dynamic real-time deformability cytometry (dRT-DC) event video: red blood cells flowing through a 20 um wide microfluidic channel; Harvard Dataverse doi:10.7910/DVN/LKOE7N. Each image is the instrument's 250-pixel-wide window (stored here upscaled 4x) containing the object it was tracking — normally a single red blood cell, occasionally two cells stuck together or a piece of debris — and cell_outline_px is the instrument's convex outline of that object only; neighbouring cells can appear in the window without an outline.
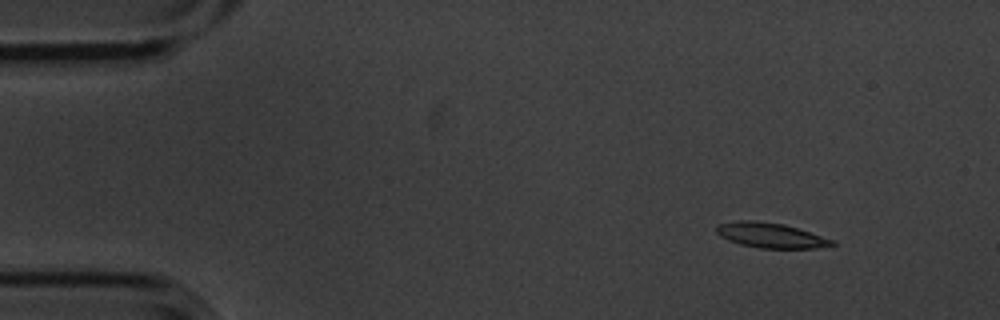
{"species": "common noctule bat (a hibernating species)", "species_latin": "Nyctalus noctula", "temperature_condition": "cold", "stored_images_in_passage": 3, "camera_frame_rate_fps": 3000, "um_per_image_px": 0.085, "animal": {"sex": "male", "body_mass_g": 20.1, "forearm_length_mm": 53.5}, "frame": {"image": 1, "passage_image": 1, "time_ms": 0.0, "image_size_px": [1000, 320], "cell_outline_px": [[836, 244], [816, 248], [760, 248], [740, 244], [728, 240], [720, 236], [716, 232], [716, 224], [740, 220], [756, 220], [784, 224], [836, 240]], "centroid_in_image_um": [65.5, 19.99], "position_along_channel_um": 19.5, "area_um2": 16.94}}
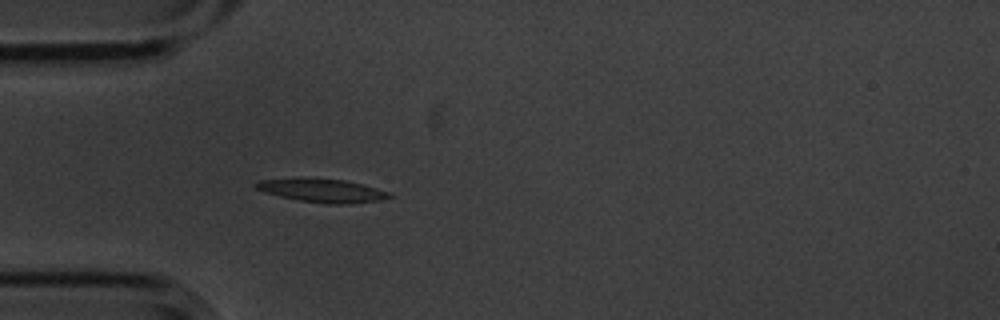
{"frame": {"image": 2, "passage_image": 3, "time_ms": 0.667, "image_size_px": [1000, 320], "cell_outline_px": [[392, 196], [380, 200], [348, 204], [328, 204], [300, 200], [280, 196], [264, 192], [256, 188], [252, 184], [260, 180], [344, 180], [376, 188], [388, 192]], "centroid_in_image_um": [27.42, 16.23], "position_along_channel_um": 57.6, "area_um2": 17.22}}